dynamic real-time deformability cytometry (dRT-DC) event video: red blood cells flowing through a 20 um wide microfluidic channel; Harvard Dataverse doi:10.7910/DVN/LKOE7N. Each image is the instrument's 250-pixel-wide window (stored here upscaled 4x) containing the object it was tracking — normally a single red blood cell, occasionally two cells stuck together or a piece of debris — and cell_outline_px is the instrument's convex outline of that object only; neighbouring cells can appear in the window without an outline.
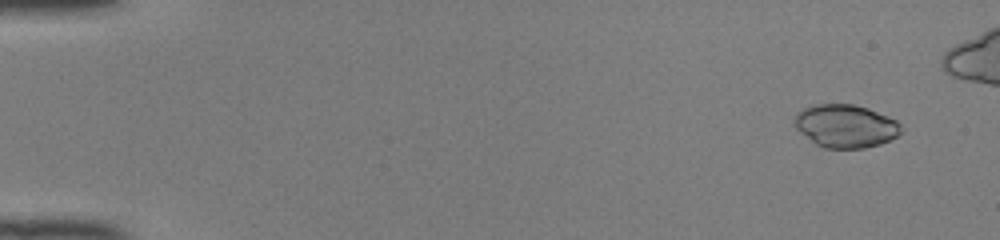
{"species": "common noctule bat (a hibernating species)", "species_latin": "Nyctalus noctula", "temperature_condition": "room temperature", "stored_images_in_passage": 45, "camera_frame_rate_fps": 3000, "um_per_image_px": 0.085, "animal": {"sex": "female", "body_mass_g": 22.0, "forearm_length_mm": 56.7}, "frame": {"image": 1, "passage_image": 2, "time_ms": 0.333, "image_size_px": [1000, 240], "cell_outline_px": [[904, 132], [880, 144], [864, 148], [824, 148], [816, 144], [800, 132], [792, 124], [796, 112], [804, 108], [816, 104], [852, 104], [868, 108], [888, 116], [896, 120], [900, 124]], "centroid_in_image_um": [71.86, 10.71], "position_along_channel_um": 13.1, "area_um2": 26.88}}
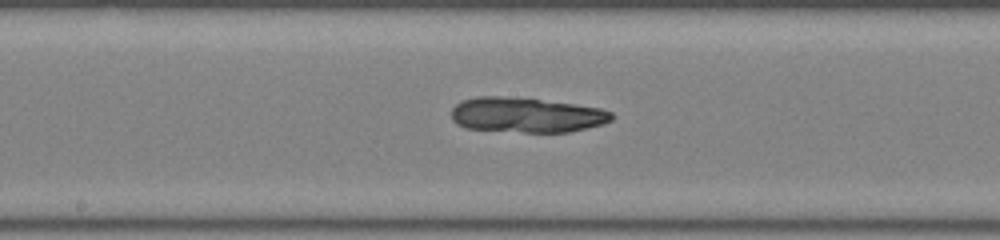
{"frame": {"image": 2, "passage_image": 26, "time_ms": 8.333, "image_size_px": [1000, 240], "cell_outline_px": [[612, 120], [604, 124], [568, 132], [524, 132], [464, 128], [456, 124], [452, 120], [452, 108], [460, 100], [476, 96], [500, 96], [540, 100], [572, 104], [600, 108], [612, 112]], "centroid_in_image_um": [44.7, 9.78], "position_along_channel_um": 203.5, "area_um2": 32.6}}
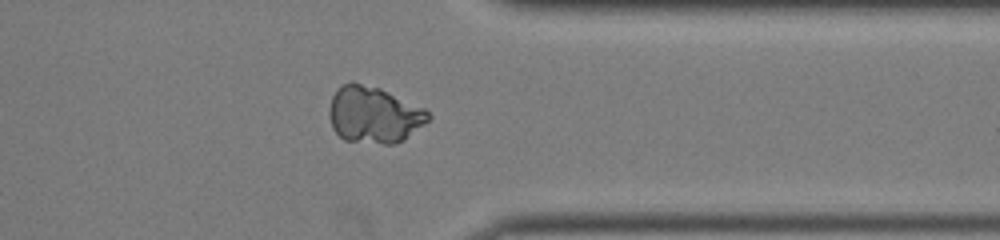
{"frame": {"image": 3, "passage_image": 39, "time_ms": 12.667, "image_size_px": [1000, 240], "cell_outline_px": [[432, 116], [424, 124], [404, 140], [396, 144], [384, 144], [344, 140], [332, 128], [328, 116], [328, 108], [332, 96], [344, 84], [352, 80], [380, 88], [424, 108]], "centroid_in_image_um": [31.76, 9.76], "position_along_channel_um": 379.6, "area_um2": 32.77}}